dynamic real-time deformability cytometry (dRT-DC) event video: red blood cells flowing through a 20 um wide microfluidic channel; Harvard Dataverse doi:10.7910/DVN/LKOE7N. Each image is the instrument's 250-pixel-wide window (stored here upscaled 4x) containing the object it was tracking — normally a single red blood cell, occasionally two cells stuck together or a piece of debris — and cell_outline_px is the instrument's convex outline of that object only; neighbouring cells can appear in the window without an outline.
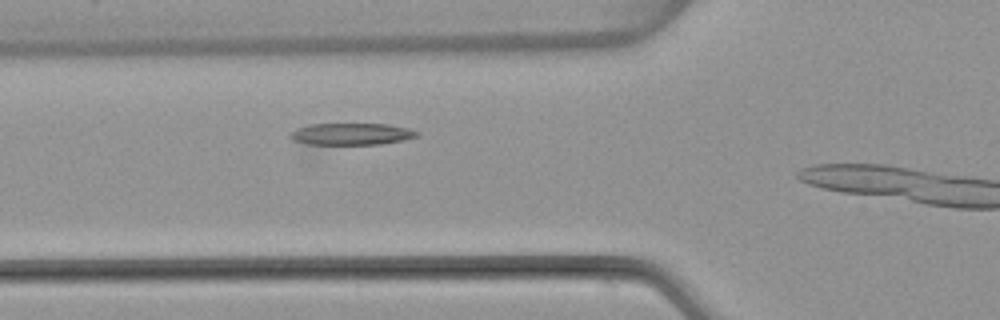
{"species": "common noctule bat (a hibernating species)", "species_latin": "Nyctalus noctula", "temperature_condition": "warm", "stored_images_in_passage": 11, "camera_frame_rate_fps": 3000, "um_per_image_px": 0.085, "animal": {"sex": "female", "body_mass_g": 22.7, "forearm_length_mm": 54.2}, "frame": {"image": 1, "passage_image": 9, "time_ms": 2.667, "image_size_px": [1000, 320], "cell_outline_px": [[420, 132], [416, 136], [404, 140], [380, 144], [304, 144], [292, 140], [288, 136], [296, 128], [312, 124], [388, 124], [408, 128]], "centroid_in_image_um": [29.85, 11.39], "position_along_channel_um": 96.0, "area_um2": 16.07}}